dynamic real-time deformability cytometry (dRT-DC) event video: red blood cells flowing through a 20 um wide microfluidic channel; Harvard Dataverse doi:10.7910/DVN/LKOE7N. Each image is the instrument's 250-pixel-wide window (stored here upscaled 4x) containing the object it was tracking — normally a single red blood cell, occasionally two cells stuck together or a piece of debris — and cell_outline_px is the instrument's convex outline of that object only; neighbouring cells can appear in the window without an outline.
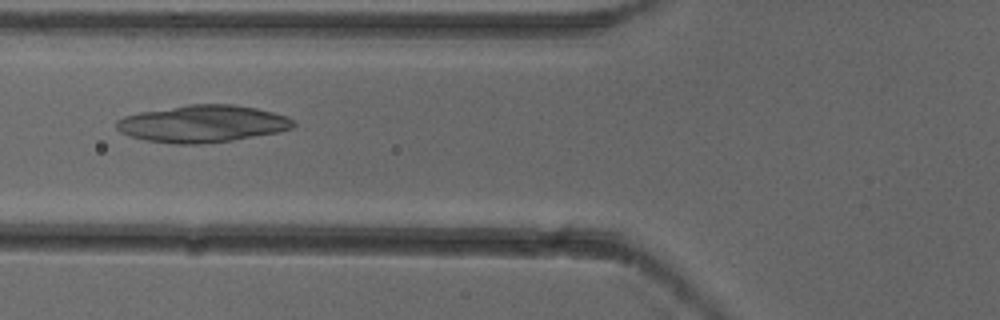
{"species": "common noctule bat (a hibernating species)", "species_latin": "Nyctalus noctula", "temperature_condition": "cold", "stored_images_in_passage": 7, "camera_frame_rate_fps": 3000, "um_per_image_px": 0.085, "animal": {"sex": "female"}, "frame": {"image": 1, "passage_image": 6, "time_ms": 1.667, "image_size_px": [1000, 320], "cell_outline_px": [[296, 124], [292, 128], [280, 132], [232, 140], [200, 144], [176, 144], [144, 140], [128, 136], [120, 132], [116, 128], [116, 120], [124, 116], [140, 112], [188, 104], [232, 104], [256, 108], [288, 116]], "centroid_in_image_um": [17.2, 10.52], "position_along_channel_um": 108.6, "area_um2": 38.44}}
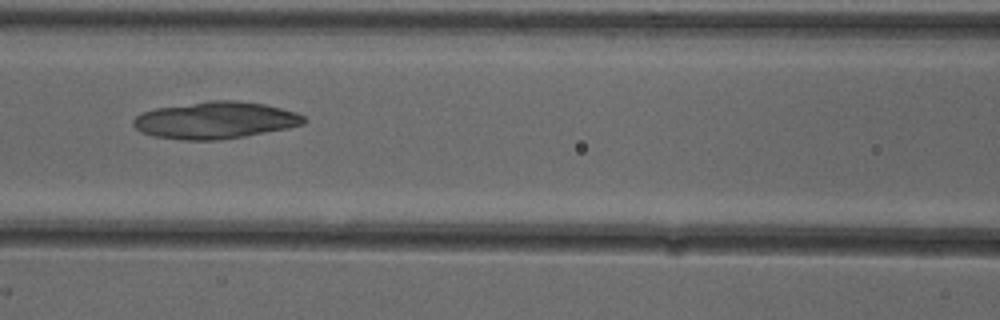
{"frame": {"image": 2, "passage_image": 7, "time_ms": 2.0, "image_size_px": [1000, 320], "cell_outline_px": [[308, 120], [304, 124], [288, 128], [244, 136], [220, 140], [180, 140], [152, 136], [140, 132], [132, 124], [132, 120], [140, 112], [156, 108], [208, 100], [236, 100], [264, 104], [296, 112], [304, 116]], "centroid_in_image_um": [18.27, 10.22], "position_along_channel_um": 148.3, "area_um2": 37.05}}